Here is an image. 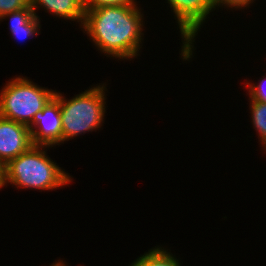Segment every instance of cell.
I'll return each mask as SVG.
<instances>
[{
	"label": "cell",
	"mask_w": 266,
	"mask_h": 266,
	"mask_svg": "<svg viewBox=\"0 0 266 266\" xmlns=\"http://www.w3.org/2000/svg\"><path fill=\"white\" fill-rule=\"evenodd\" d=\"M252 122L266 149V103L251 99Z\"/></svg>",
	"instance_id": "11"
},
{
	"label": "cell",
	"mask_w": 266,
	"mask_h": 266,
	"mask_svg": "<svg viewBox=\"0 0 266 266\" xmlns=\"http://www.w3.org/2000/svg\"><path fill=\"white\" fill-rule=\"evenodd\" d=\"M253 0H213V5L214 8L219 5H223L224 6H229V7H235V8H239V7H246L247 5H249ZM218 4V5H217Z\"/></svg>",
	"instance_id": "15"
},
{
	"label": "cell",
	"mask_w": 266,
	"mask_h": 266,
	"mask_svg": "<svg viewBox=\"0 0 266 266\" xmlns=\"http://www.w3.org/2000/svg\"><path fill=\"white\" fill-rule=\"evenodd\" d=\"M33 146L27 125L0 116V167Z\"/></svg>",
	"instance_id": "7"
},
{
	"label": "cell",
	"mask_w": 266,
	"mask_h": 266,
	"mask_svg": "<svg viewBox=\"0 0 266 266\" xmlns=\"http://www.w3.org/2000/svg\"><path fill=\"white\" fill-rule=\"evenodd\" d=\"M8 16L11 17L10 29L14 37L28 38L38 34V29L40 28L39 19L30 5L19 11L4 14L0 19Z\"/></svg>",
	"instance_id": "9"
},
{
	"label": "cell",
	"mask_w": 266,
	"mask_h": 266,
	"mask_svg": "<svg viewBox=\"0 0 266 266\" xmlns=\"http://www.w3.org/2000/svg\"><path fill=\"white\" fill-rule=\"evenodd\" d=\"M104 89L103 85L93 87L68 101L62 94L55 93L60 102L62 143L100 127L105 113Z\"/></svg>",
	"instance_id": "3"
},
{
	"label": "cell",
	"mask_w": 266,
	"mask_h": 266,
	"mask_svg": "<svg viewBox=\"0 0 266 266\" xmlns=\"http://www.w3.org/2000/svg\"><path fill=\"white\" fill-rule=\"evenodd\" d=\"M178 19L180 33L184 39L182 55L188 60L192 55V40L206 16L214 9L213 0H168Z\"/></svg>",
	"instance_id": "5"
},
{
	"label": "cell",
	"mask_w": 266,
	"mask_h": 266,
	"mask_svg": "<svg viewBox=\"0 0 266 266\" xmlns=\"http://www.w3.org/2000/svg\"><path fill=\"white\" fill-rule=\"evenodd\" d=\"M84 10L107 7V6H124L135 4L134 0H82Z\"/></svg>",
	"instance_id": "12"
},
{
	"label": "cell",
	"mask_w": 266,
	"mask_h": 266,
	"mask_svg": "<svg viewBox=\"0 0 266 266\" xmlns=\"http://www.w3.org/2000/svg\"><path fill=\"white\" fill-rule=\"evenodd\" d=\"M263 80L262 82L266 83V77ZM262 82L256 86L248 83L247 86L249 85V95L252 100L266 103V88L264 87V84Z\"/></svg>",
	"instance_id": "14"
},
{
	"label": "cell",
	"mask_w": 266,
	"mask_h": 266,
	"mask_svg": "<svg viewBox=\"0 0 266 266\" xmlns=\"http://www.w3.org/2000/svg\"><path fill=\"white\" fill-rule=\"evenodd\" d=\"M30 5V0H0V18L7 13L19 11Z\"/></svg>",
	"instance_id": "13"
},
{
	"label": "cell",
	"mask_w": 266,
	"mask_h": 266,
	"mask_svg": "<svg viewBox=\"0 0 266 266\" xmlns=\"http://www.w3.org/2000/svg\"><path fill=\"white\" fill-rule=\"evenodd\" d=\"M2 168L0 167V188L2 187Z\"/></svg>",
	"instance_id": "17"
},
{
	"label": "cell",
	"mask_w": 266,
	"mask_h": 266,
	"mask_svg": "<svg viewBox=\"0 0 266 266\" xmlns=\"http://www.w3.org/2000/svg\"><path fill=\"white\" fill-rule=\"evenodd\" d=\"M33 145L2 167V185L12 183L18 187L52 190L71 182L70 176L42 151Z\"/></svg>",
	"instance_id": "2"
},
{
	"label": "cell",
	"mask_w": 266,
	"mask_h": 266,
	"mask_svg": "<svg viewBox=\"0 0 266 266\" xmlns=\"http://www.w3.org/2000/svg\"><path fill=\"white\" fill-rule=\"evenodd\" d=\"M28 128L30 129L33 145L49 147L62 142L60 102L55 96L42 111L35 114ZM35 128H39V131L34 130Z\"/></svg>",
	"instance_id": "6"
},
{
	"label": "cell",
	"mask_w": 266,
	"mask_h": 266,
	"mask_svg": "<svg viewBox=\"0 0 266 266\" xmlns=\"http://www.w3.org/2000/svg\"><path fill=\"white\" fill-rule=\"evenodd\" d=\"M136 5L85 10L83 28L106 55L122 59L137 55L142 39V14Z\"/></svg>",
	"instance_id": "1"
},
{
	"label": "cell",
	"mask_w": 266,
	"mask_h": 266,
	"mask_svg": "<svg viewBox=\"0 0 266 266\" xmlns=\"http://www.w3.org/2000/svg\"><path fill=\"white\" fill-rule=\"evenodd\" d=\"M55 93L38 87L26 78L12 79L0 94V116L28 126Z\"/></svg>",
	"instance_id": "4"
},
{
	"label": "cell",
	"mask_w": 266,
	"mask_h": 266,
	"mask_svg": "<svg viewBox=\"0 0 266 266\" xmlns=\"http://www.w3.org/2000/svg\"><path fill=\"white\" fill-rule=\"evenodd\" d=\"M51 266H66V265L62 260H60L59 262H57L55 264L53 263V265H51Z\"/></svg>",
	"instance_id": "16"
},
{
	"label": "cell",
	"mask_w": 266,
	"mask_h": 266,
	"mask_svg": "<svg viewBox=\"0 0 266 266\" xmlns=\"http://www.w3.org/2000/svg\"><path fill=\"white\" fill-rule=\"evenodd\" d=\"M39 4L53 15L72 21L79 20L81 25L83 24L85 10L82 0H30V6L35 15V10Z\"/></svg>",
	"instance_id": "8"
},
{
	"label": "cell",
	"mask_w": 266,
	"mask_h": 266,
	"mask_svg": "<svg viewBox=\"0 0 266 266\" xmlns=\"http://www.w3.org/2000/svg\"><path fill=\"white\" fill-rule=\"evenodd\" d=\"M131 266H180L178 260L166 250L155 248L139 257Z\"/></svg>",
	"instance_id": "10"
}]
</instances>
